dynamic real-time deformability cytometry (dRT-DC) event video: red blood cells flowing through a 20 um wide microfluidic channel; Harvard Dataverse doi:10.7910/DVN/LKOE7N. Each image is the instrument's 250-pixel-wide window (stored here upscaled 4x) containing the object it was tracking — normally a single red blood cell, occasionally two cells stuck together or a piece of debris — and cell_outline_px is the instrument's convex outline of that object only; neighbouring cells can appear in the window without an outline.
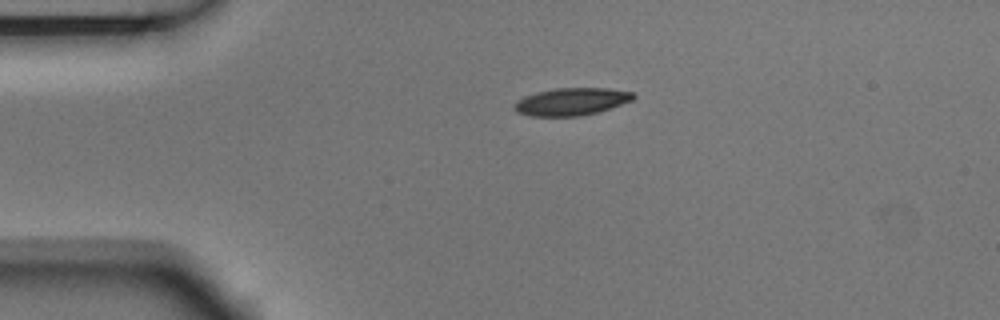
{"species": "Egyptian fruit bat (a non-hibernating species)", "species_latin": "Rousettus aegyptiacus", "temperature_condition": "room temperature", "stored_images_in_passage": 3, "camera_frame_rate_fps": 3000, "um_per_image_px": 0.085, "animal": {"sex": "male"}, "frame": {"image": 1, "passage_image": 1, "time_ms": 0.0, "image_size_px": [1000, 320], "cell_outline_px": [[636, 96], [632, 100], [596, 112], [580, 116], [532, 116], [516, 112], [512, 108], [512, 104], [516, 100], [524, 96], [536, 92], [556, 88], [608, 88], [632, 92]], "centroid_in_image_um": [48.5, 8.63], "position_along_channel_um": 36.5, "area_um2": 19.02}}
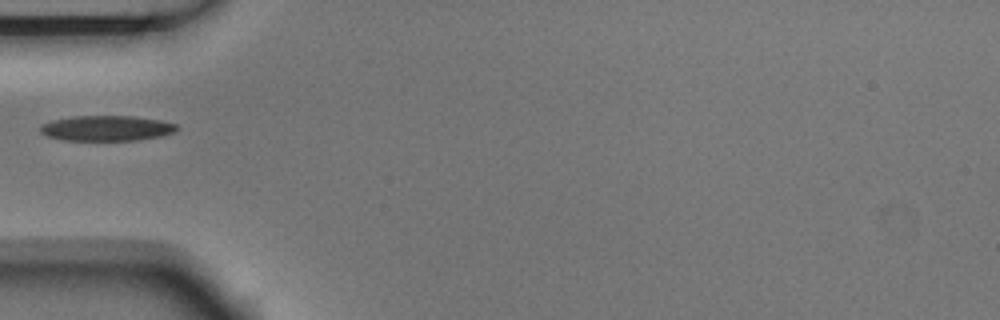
{"frame": {"image": 2, "passage_image": 3, "time_ms": 0.667, "image_size_px": [1000, 320], "cell_outline_px": [[180, 128], [172, 132], [160, 136], [140, 140], [60, 140], [48, 136], [40, 132], [40, 124], [52, 120], [72, 116], [132, 116], [160, 120], [176, 124]], "centroid_in_image_um": [9.03, 10.89], "position_along_channel_um": 76.0, "area_um2": 20.17}}